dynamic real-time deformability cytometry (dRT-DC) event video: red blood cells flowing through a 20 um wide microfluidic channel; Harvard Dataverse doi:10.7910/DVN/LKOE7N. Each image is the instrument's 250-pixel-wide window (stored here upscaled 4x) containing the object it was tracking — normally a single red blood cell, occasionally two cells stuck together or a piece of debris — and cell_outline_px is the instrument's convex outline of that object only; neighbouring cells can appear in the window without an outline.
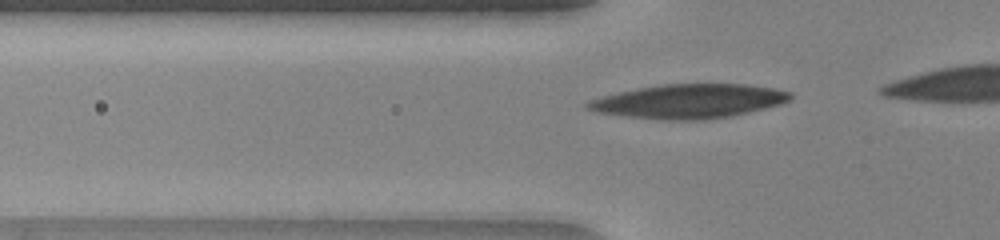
{"species": "human", "species_latin": "Homo sapiens", "temperature_condition": "warm", "stored_images_in_passage": 36, "camera_frame_rate_fps": 3000, "um_per_image_px": 0.085, "donor": {"sex": "female"}, "frame": {"image": 1, "passage_image": 7, "time_ms": 2.0, "image_size_px": [1000, 240], "cell_outline_px": [[792, 96], [788, 100], [780, 104], [728, 116], [708, 120], [668, 120], [628, 116], [600, 112], [588, 108], [584, 104], [588, 100], [636, 88], [664, 84], [744, 84], [772, 88], [788, 92]], "centroid_in_image_um": [58.54, 8.6], "position_along_channel_um": 67.3, "area_um2": 39.54}}
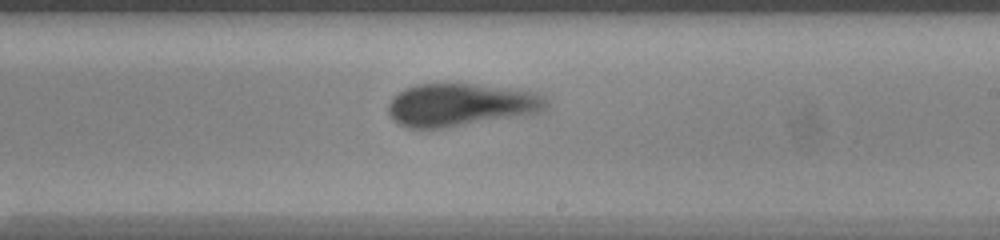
{"frame": {"image": 2, "passage_image": 21, "time_ms": 6.667, "image_size_px": [1000, 240], "cell_outline_px": [[544, 108], [536, 112], [444, 128], [404, 128], [392, 120], [388, 112], [388, 104], [392, 96], [404, 88], [416, 84], [472, 84], [532, 92], [544, 96]], "centroid_in_image_um": [38.98, 8.91], "position_along_channel_um": 250.0, "area_um2": 38.61}}
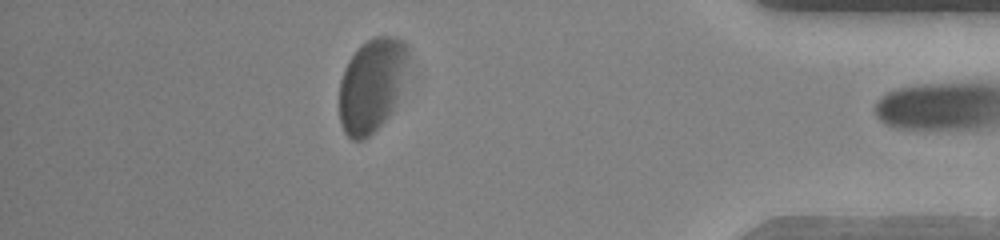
{"frame": {"image": 3, "passage_image": 35, "time_ms": 11.333, "image_size_px": [1000, 240], "cell_outline_px": [[408, 56], [396, 96], [392, 108], [388, 116], [364, 140], [352, 140], [344, 132], [340, 124], [340, 80], [344, 68], [352, 56], [372, 36], [396, 36], [404, 40], [408, 44]], "centroid_in_image_um": [31.56, 7.21], "position_along_channel_um": 403.6, "area_um2": 36.65}}